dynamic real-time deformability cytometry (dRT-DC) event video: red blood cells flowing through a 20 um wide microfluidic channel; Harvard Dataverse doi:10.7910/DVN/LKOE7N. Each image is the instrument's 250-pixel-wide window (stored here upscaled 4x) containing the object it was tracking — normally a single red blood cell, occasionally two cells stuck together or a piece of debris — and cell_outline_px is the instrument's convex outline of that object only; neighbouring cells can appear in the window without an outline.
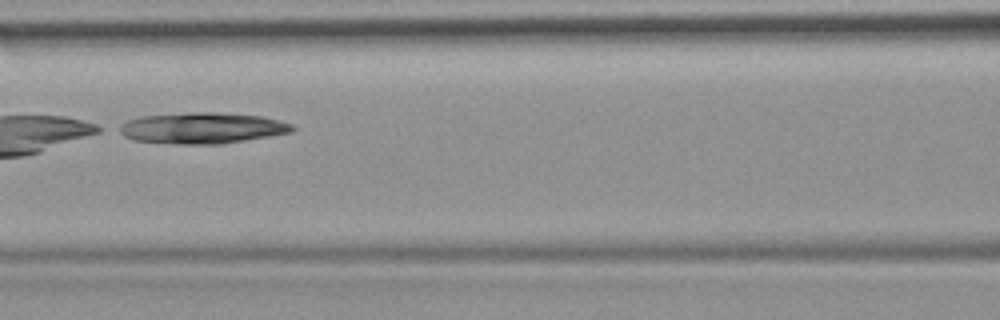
{"species": "common noctule bat (a hibernating species)", "species_latin": "Nyctalus noctula", "temperature_condition": "room temperature", "stored_images_in_passage": 7, "camera_frame_rate_fps": 3000, "um_per_image_px": 0.085, "animal": {"sex": "female", "body_mass_g": 19.9}, "frame": {"image": 1, "passage_image": 7, "time_ms": 7.0, "image_size_px": [1000, 320], "cell_outline_px": [[296, 128], [292, 132], [220, 144], [180, 144], [132, 140], [116, 132], [116, 128], [128, 120], [140, 116], [192, 112], [220, 112], [260, 116], [292, 124]], "centroid_in_image_um": [17.12, 10.88], "position_along_channel_um": 149.5, "area_um2": 31.33}}